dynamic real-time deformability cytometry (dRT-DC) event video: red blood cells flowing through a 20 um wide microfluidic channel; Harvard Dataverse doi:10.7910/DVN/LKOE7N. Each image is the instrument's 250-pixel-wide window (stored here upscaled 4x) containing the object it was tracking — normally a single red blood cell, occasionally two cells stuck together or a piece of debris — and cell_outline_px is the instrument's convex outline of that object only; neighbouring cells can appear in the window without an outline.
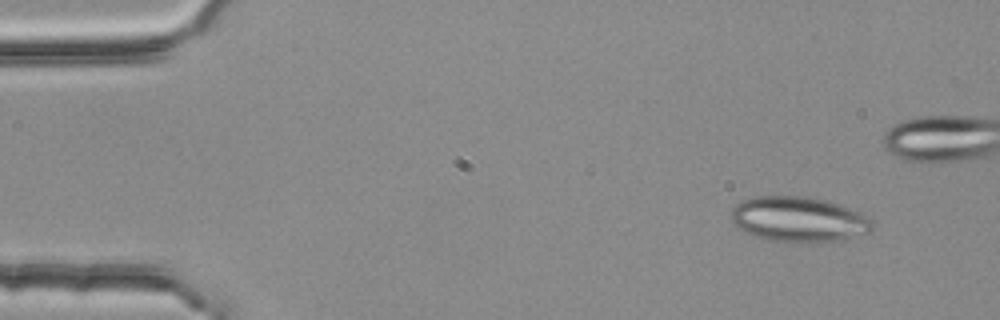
{"species": "common noctule bat (a hibernating species)", "species_latin": "Nyctalus noctula", "temperature_condition": "room temperature", "stored_images_in_passage": 4, "camera_frame_rate_fps": 3000, "um_per_image_px": 0.085, "animal": {"sex": "female", "body_mass_g": 25.1}, "frame": {"image": 1, "passage_image": 1, "time_ms": 0.0, "image_size_px": [1000, 320], "cell_outline_px": [[872, 232], [844, 240], [768, 240], [756, 236], [736, 228], [732, 224], [732, 208], [740, 200], [756, 196], [804, 196], [824, 200], [840, 204], [860, 212], [872, 220]], "centroid_in_image_um": [67.88, 18.61], "position_along_channel_um": 17.1, "area_um2": 36.82}}